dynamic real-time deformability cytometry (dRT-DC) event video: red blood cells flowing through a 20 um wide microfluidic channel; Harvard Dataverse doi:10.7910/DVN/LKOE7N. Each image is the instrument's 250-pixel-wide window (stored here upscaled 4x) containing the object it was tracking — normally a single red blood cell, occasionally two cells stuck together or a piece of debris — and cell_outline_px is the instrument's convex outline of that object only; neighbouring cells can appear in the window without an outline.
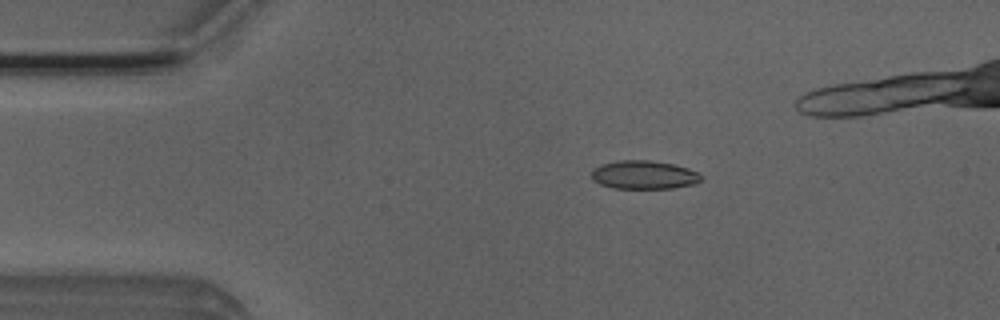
{"species": "Egyptian fruit bat (a non-hibernating species)", "species_latin": "Rousettus aegyptiacus", "temperature_condition": "room temperature", "stored_images_in_passage": 44, "camera_frame_rate_fps": 3000, "um_per_image_px": 0.085, "animal": {"sex": "male"}, "frame": {"image": 1, "passage_image": 8, "time_ms": 2.333, "image_size_px": [1000, 320], "cell_outline_px": [[704, 176], [696, 184], [672, 188], [612, 188], [600, 184], [592, 180], [592, 168], [600, 164], [620, 160], [648, 160], [672, 164], [688, 168]], "centroid_in_image_um": [54.71, 14.86], "position_along_channel_um": 30.3, "area_um2": 18.26}}
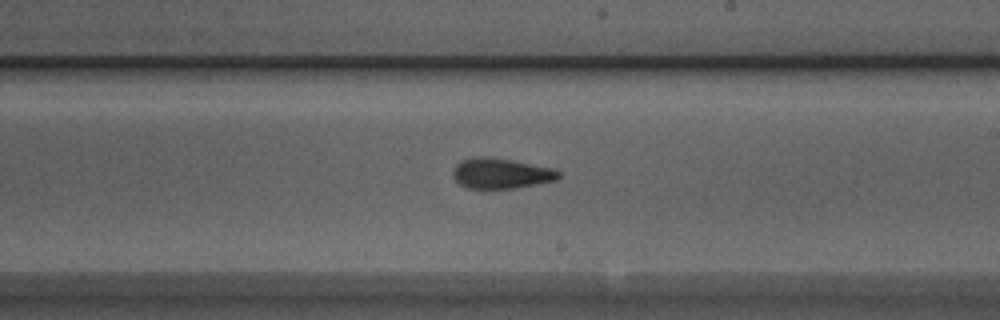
{"frame": {"image": 2, "passage_image": 28, "time_ms": 9.0, "image_size_px": [1000, 320], "cell_outline_px": [[560, 176], [556, 180], [516, 188], [468, 188], [460, 184], [452, 176], [452, 172], [456, 164], [460, 160], [472, 156], [488, 156], [556, 168], [560, 172]], "centroid_in_image_um": [42.57, 14.72], "position_along_channel_um": 246.4, "area_um2": 18.9}}
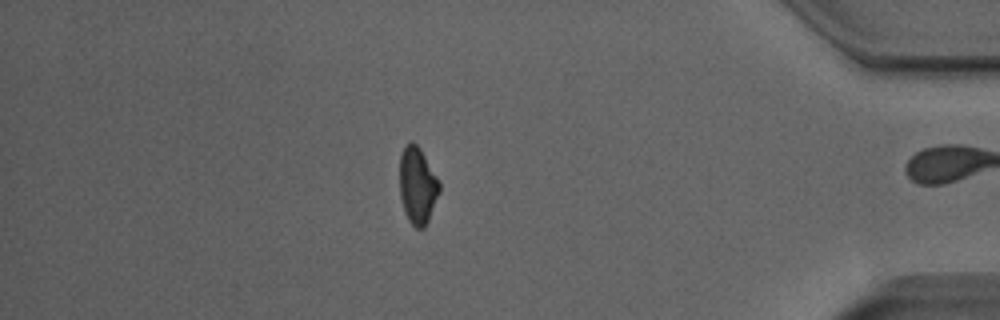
{"frame": {"image": 3, "passage_image": 43, "time_ms": 14.0, "image_size_px": [1000, 320], "cell_outline_px": [[440, 192], [428, 220], [424, 228], [416, 228], [408, 220], [404, 212], [400, 196], [400, 156], [404, 148], [412, 140], [420, 148], [440, 180]], "centroid_in_image_um": [35.5, 15.77], "position_along_channel_um": 399.7, "area_um2": 17.86}, "authors_computed_cell_mechanics": {"area_um2": 18.3226, "velocity_mm_per_s": 3.9415, "shape_relaxation_time_tau1_ms": 5.2894, "shape_relaxation_time_tau2_ms": 1.7177, "deformation_change_tau1": 0.1408, "deformation_change_tau2": 0.0923}}